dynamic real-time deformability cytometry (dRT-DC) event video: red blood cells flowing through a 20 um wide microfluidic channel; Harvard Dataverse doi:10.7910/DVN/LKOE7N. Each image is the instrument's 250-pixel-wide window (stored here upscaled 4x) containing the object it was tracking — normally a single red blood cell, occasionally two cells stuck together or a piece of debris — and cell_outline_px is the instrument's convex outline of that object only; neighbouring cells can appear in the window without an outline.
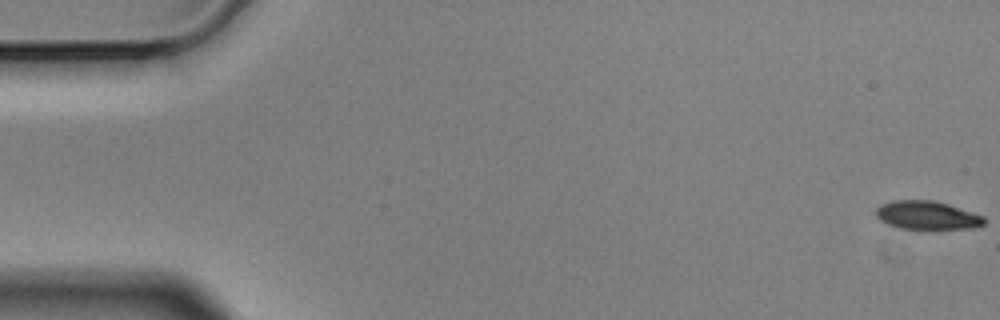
{"species": "Egyptian fruit bat (a non-hibernating species)", "species_latin": "Rousettus aegyptiacus", "temperature_condition": "cold", "stored_images_in_passage": 5, "camera_frame_rate_fps": 3000, "um_per_image_px": 0.085, "animal": {"sex": "male"}, "frame": {"image": 1, "passage_image": 1, "time_ms": 0.0, "image_size_px": [1000, 320], "cell_outline_px": [[984, 224], [980, 228], [920, 232], [900, 228], [888, 224], [880, 220], [876, 216], [876, 208], [880, 204], [892, 200], [932, 200], [948, 204], [984, 216]], "centroid_in_image_um": [78.82, 18.36], "position_along_channel_um": 6.2, "area_um2": 18.96}}
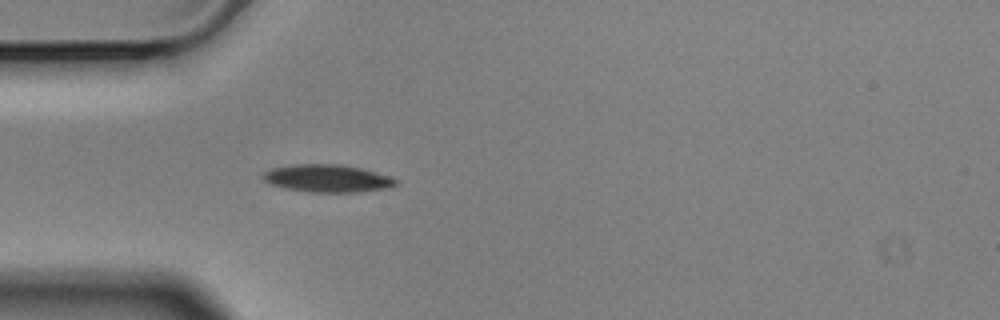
{"frame": {"image": 2, "passage_image": 5, "time_ms": 1.333, "image_size_px": [1000, 320], "cell_outline_px": [[396, 184], [388, 188], [356, 192], [308, 192], [288, 188], [272, 184], [264, 180], [260, 176], [264, 172], [272, 168], [296, 164], [340, 164], [360, 168], [388, 176], [396, 180]], "centroid_in_image_um": [27.8, 15.16], "position_along_channel_um": 57.2, "area_um2": 21.04}}